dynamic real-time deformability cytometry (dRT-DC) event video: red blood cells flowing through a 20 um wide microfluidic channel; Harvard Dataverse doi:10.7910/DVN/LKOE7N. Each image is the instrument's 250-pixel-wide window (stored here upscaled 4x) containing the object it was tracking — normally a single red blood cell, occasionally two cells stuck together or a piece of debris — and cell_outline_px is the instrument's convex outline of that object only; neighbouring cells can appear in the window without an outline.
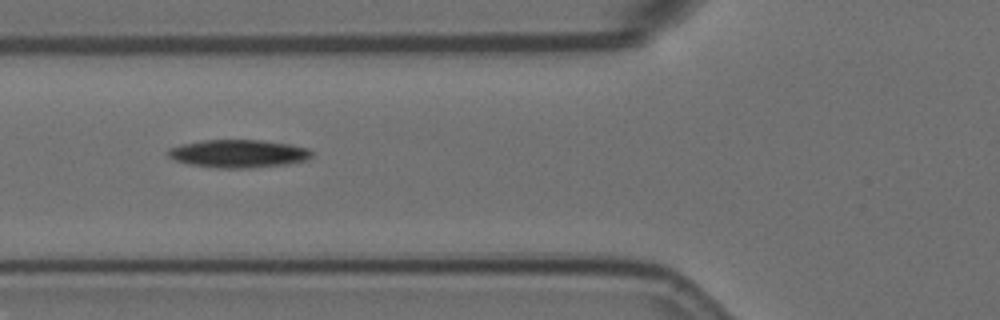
{"species": "Egyptian fruit bat (a non-hibernating species)", "species_latin": "Rousettus aegyptiacus", "temperature_condition": "room temperature", "stored_images_in_passage": 6, "camera_frame_rate_fps": 3000, "um_per_image_px": 0.085, "animal": {"sex": "female"}, "frame": {"image": 1, "passage_image": 6, "time_ms": 1.667, "image_size_px": [1000, 320], "cell_outline_px": [[312, 156], [304, 160], [288, 164], [248, 168], [216, 168], [188, 164], [176, 160], [168, 156], [168, 148], [180, 144], [204, 140], [260, 140], [292, 144], [308, 148], [312, 152]], "centroid_in_image_um": [20.25, 13.05], "position_along_channel_um": 105.5, "area_um2": 23.47}}